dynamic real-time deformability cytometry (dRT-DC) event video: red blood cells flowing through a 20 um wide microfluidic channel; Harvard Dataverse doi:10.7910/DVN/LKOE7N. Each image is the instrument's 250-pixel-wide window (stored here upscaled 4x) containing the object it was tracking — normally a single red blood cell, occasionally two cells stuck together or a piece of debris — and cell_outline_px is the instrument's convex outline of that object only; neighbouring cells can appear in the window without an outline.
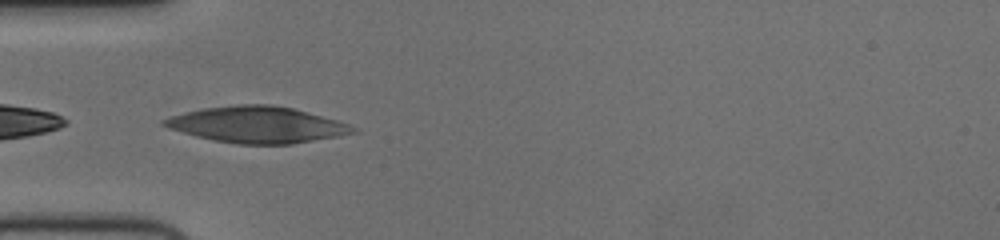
{"species": "human", "species_latin": "Homo sapiens", "temperature_condition": "cold", "stored_images_in_passage": 39, "camera_frame_rate_fps": 3000, "um_per_image_px": 0.085, "donor": {"sex": "female"}, "frame": {"image": 1, "passage_image": 1, "time_ms": 0.0, "image_size_px": [1000, 240], "cell_outline_px": [[356, 132], [336, 136], [292, 144], [236, 144], [212, 140], [196, 136], [168, 128], [160, 124], [160, 120], [184, 112], [204, 108], [236, 104], [272, 104], [292, 108], [336, 120], [348, 124], [356, 128]], "centroid_in_image_um": [21.79, 10.59], "position_along_channel_um": 63.2, "area_um2": 39.71}}
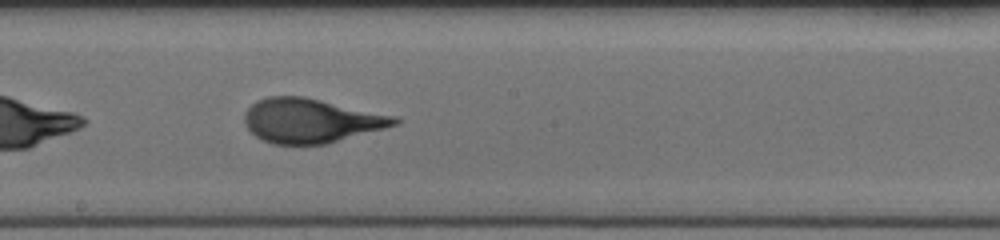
{"frame": {"image": 2, "passage_image": 14, "time_ms": 4.333, "image_size_px": [1000, 240], "cell_outline_px": [[400, 124], [324, 144], [272, 144], [256, 136], [244, 124], [244, 112], [256, 100], [268, 96], [304, 96], [400, 116]], "centroid_in_image_um": [26.46, 10.23], "position_along_channel_um": 221.7, "area_um2": 38.96}}
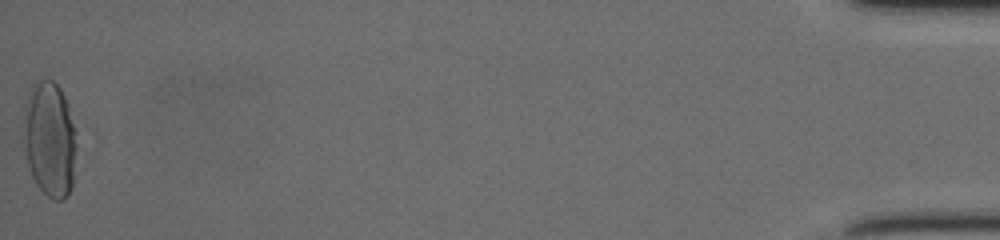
{"frame": {"image": 3, "passage_image": 39, "time_ms": 12.667, "image_size_px": [1000, 240], "cell_outline_px": [[80, 132], [72, 184], [68, 196], [64, 200], [52, 200], [36, 184], [32, 176], [28, 164], [24, 144], [24, 108], [32, 84], [36, 80], [52, 80], [60, 88], [68, 104]], "centroid_in_image_um": [4.29, 11.83], "position_along_channel_um": 430.9, "area_um2": 36.65}, "authors_computed_cell_mechanics": {"area_um2": 37.6278, "velocity_mm_per_s": 3.7151, "shape_relaxation_time_tau1_ms": 4.5738, "shape_relaxation_time_tau2_ms": 0.8017, "deformation_change_tau1": 0.1911, "deformation_change_tau2": 0.0884}}